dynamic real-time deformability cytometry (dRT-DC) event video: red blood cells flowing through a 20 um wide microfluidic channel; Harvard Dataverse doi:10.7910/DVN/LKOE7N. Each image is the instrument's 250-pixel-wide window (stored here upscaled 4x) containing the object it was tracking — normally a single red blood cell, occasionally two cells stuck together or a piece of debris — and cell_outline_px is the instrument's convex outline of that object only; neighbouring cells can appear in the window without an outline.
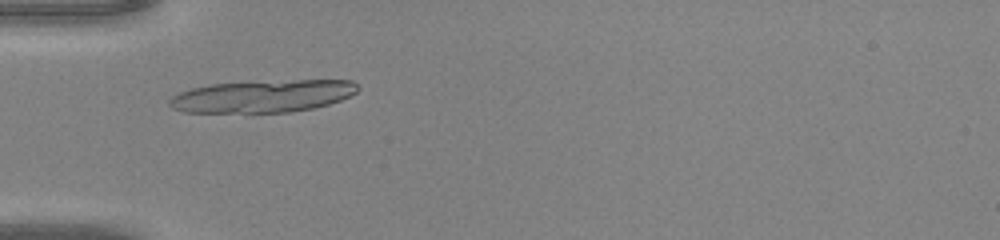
{"species": "common noctule bat (a hibernating species)", "species_latin": "Nyctalus noctula", "temperature_condition": "warm", "stored_images_in_passage": 41, "camera_frame_rate_fps": 3000, "um_per_image_px": 0.085, "animal": {"sex": "male", "body_mass_g": 20.0, "forearm_length_mm": 53.3}, "frame": {"image": 1, "passage_image": 10, "time_ms": 3.0, "image_size_px": [1000, 240], "cell_outline_px": [[360, 88], [356, 92], [340, 100], [328, 104], [312, 108], [288, 112], [184, 112], [172, 108], [168, 104], [168, 100], [172, 96], [180, 92], [192, 88], [212, 84], [296, 80], [352, 80]], "centroid_in_image_um": [22.32, 8.18], "position_along_channel_um": 62.7, "area_um2": 35.14}}